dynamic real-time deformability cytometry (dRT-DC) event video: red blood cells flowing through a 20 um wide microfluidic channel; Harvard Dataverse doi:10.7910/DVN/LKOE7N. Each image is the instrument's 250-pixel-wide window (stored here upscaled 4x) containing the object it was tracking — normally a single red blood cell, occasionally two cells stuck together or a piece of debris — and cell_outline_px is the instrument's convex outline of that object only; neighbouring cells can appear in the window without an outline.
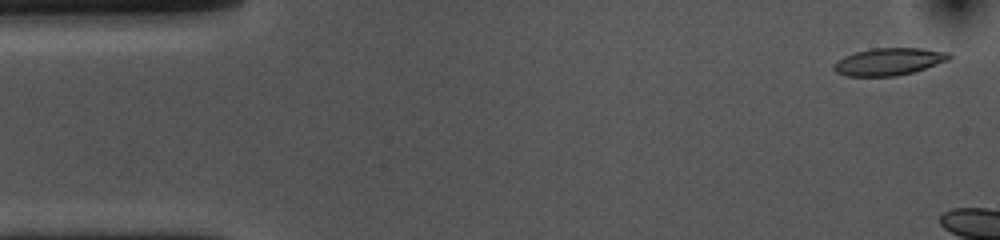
{"species": "common noctule bat (a hibernating species)", "species_latin": "Nyctalus noctula", "temperature_condition": "cold", "stored_images_in_passage": 7, "camera_frame_rate_fps": 3000, "um_per_image_px": 0.085, "animal": {"sex": "female", "body_mass_g": 10.0, "forearm_length_mm": 53.1}, "frame": {"image": 1, "passage_image": 2, "time_ms": 0.333, "image_size_px": [1000, 240], "cell_outline_px": [[952, 56], [948, 60], [912, 72], [896, 76], [848, 76], [836, 72], [832, 68], [832, 64], [836, 60], [844, 56], [856, 52], [872, 48], [924, 48], [948, 52]], "centroid_in_image_um": [75.51, 5.23], "position_along_channel_um": 9.5, "area_um2": 18.32}}